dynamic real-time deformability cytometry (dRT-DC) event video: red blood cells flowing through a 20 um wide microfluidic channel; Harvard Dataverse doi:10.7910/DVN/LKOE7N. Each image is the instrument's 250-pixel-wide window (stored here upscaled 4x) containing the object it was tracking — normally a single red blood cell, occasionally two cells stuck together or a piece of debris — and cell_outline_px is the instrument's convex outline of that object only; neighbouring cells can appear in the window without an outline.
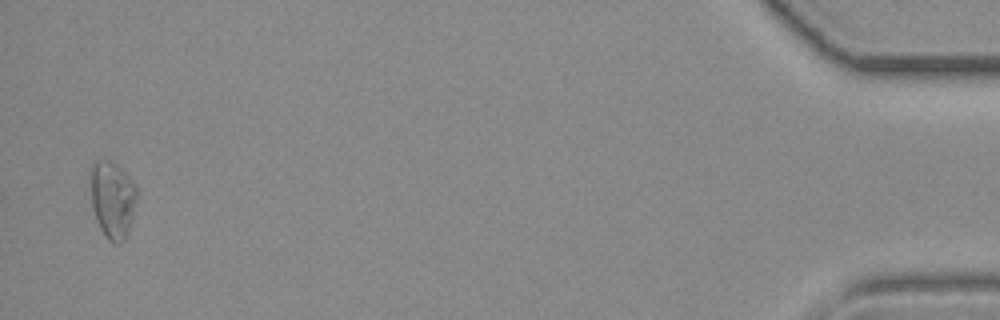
{"species": "common noctule bat (a hibernating species)", "species_latin": "Nyctalus noctula", "temperature_condition": "room temperature", "stored_images_in_passage": 32, "camera_frame_rate_fps": 3000, "um_per_image_px": 0.085, "animal": {"sex": "female", "body_mass_g": 19.3, "forearm_length_mm": 54.1}, "frame": {"image": 1, "passage_image": 32, "time_ms": 10.333, "image_size_px": [1000, 320], "cell_outline_px": [[136, 200], [128, 232], [124, 240], [120, 244], [112, 244], [108, 240], [100, 228], [96, 220], [92, 208], [88, 176], [92, 164], [96, 160], [108, 160], [116, 164], [136, 184]], "centroid_in_image_um": [9.52, 16.95], "position_along_channel_um": 425.7, "area_um2": 21.15}}